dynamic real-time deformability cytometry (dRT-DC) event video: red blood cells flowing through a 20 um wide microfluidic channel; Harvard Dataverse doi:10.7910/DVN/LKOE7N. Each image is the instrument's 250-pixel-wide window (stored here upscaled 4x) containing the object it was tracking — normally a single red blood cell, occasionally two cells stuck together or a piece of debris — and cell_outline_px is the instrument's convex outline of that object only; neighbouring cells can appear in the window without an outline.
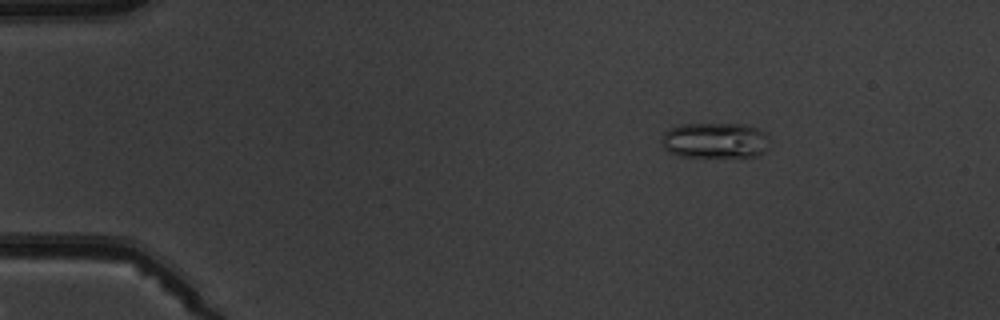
{"species": "common noctule bat (a hibernating species)", "species_latin": "Nyctalus noctula", "temperature_condition": "warm", "stored_images_in_passage": 5, "camera_frame_rate_fps": 3000, "um_per_image_px": 0.085, "animal": {"sex": "male", "body_mass_g": 19.5, "forearm_length_mm": 54.6}, "frame": {"image": 1, "passage_image": 5, "time_ms": 5.333, "image_size_px": [1000, 320], "cell_outline_px": [[768, 148], [764, 152], [756, 156], [680, 156], [668, 152], [664, 148], [660, 136], [664, 132], [680, 124], [744, 124], [756, 128], [764, 132]], "centroid_in_image_um": [60.73, 11.93], "position_along_channel_um": 24.3, "area_um2": 22.2}}